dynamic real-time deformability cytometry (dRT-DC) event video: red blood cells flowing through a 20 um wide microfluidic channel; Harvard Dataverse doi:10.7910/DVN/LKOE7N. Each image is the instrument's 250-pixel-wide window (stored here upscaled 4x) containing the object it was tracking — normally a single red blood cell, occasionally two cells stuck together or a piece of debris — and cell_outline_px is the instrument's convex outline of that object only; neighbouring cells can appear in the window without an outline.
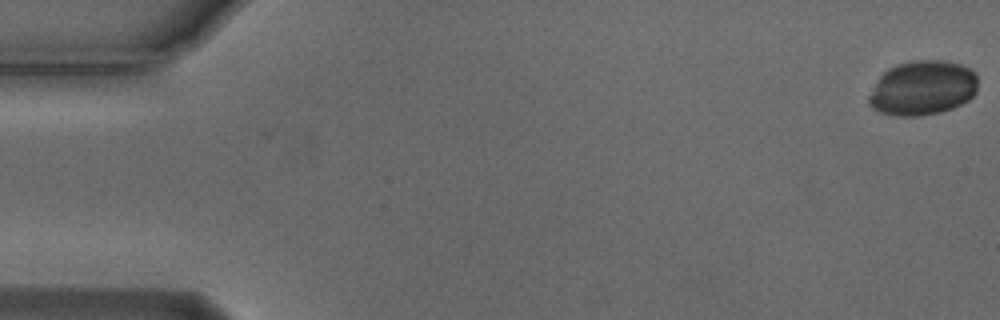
{"species": "Egyptian fruit bat (a non-hibernating species)", "species_latin": "Rousettus aegyptiacus", "temperature_condition": "cold", "stored_images_in_passage": 55, "camera_frame_rate_fps": 3000, "um_per_image_px": 0.085, "animal": {"sex": "male"}, "frame": {"image": 1, "passage_image": 1, "time_ms": 0.0, "image_size_px": [1000, 320], "cell_outline_px": [[976, 92], [968, 100], [952, 108], [940, 112], [920, 116], [896, 116], [880, 112], [872, 108], [868, 104], [868, 96], [880, 76], [888, 68], [896, 64], [908, 60], [944, 60], [960, 64], [968, 68], [976, 76]], "centroid_in_image_um": [78.38, 7.47], "position_along_channel_um": 6.6, "area_um2": 34.74}}
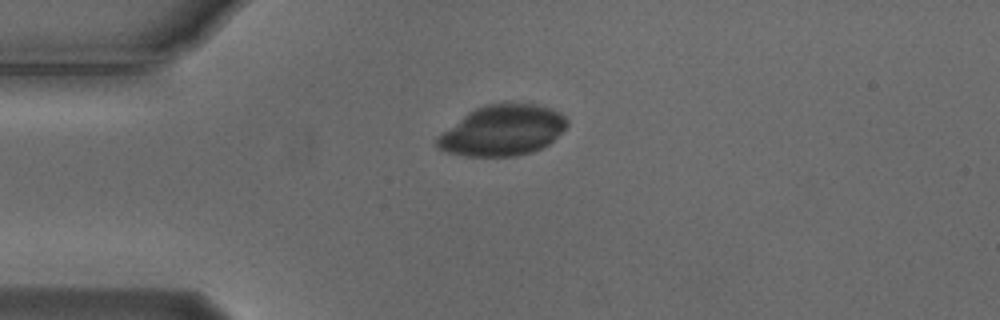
{"frame": {"image": 2, "passage_image": 14, "time_ms": 4.333, "image_size_px": [1000, 320], "cell_outline_px": [[568, 124], [548, 144], [532, 152], [516, 156], [468, 156], [448, 152], [436, 148], [432, 144], [436, 136], [468, 112], [484, 104], [512, 100], [536, 104], [560, 112], [568, 120]], "centroid_in_image_um": [42.66, 11.05], "position_along_channel_um": 42.3, "area_um2": 38.9}}
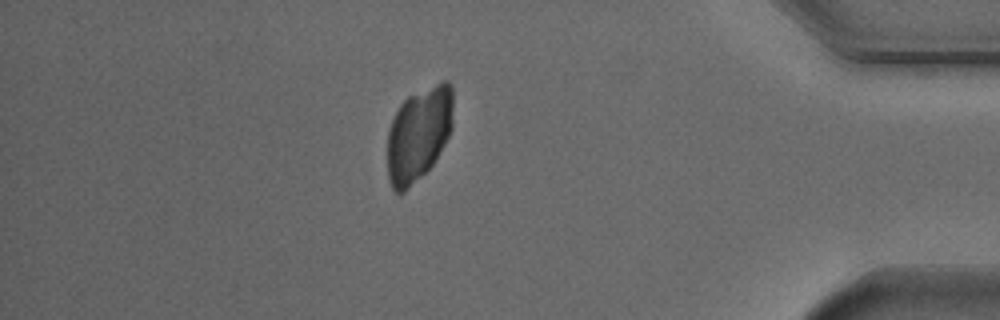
{"frame": {"image": 3, "passage_image": 48, "time_ms": 15.667, "image_size_px": [1000, 320], "cell_outline_px": [[452, 128], [444, 144], [432, 164], [404, 192], [396, 192], [392, 188], [388, 180], [388, 128], [400, 104], [408, 96], [444, 80], [448, 80], [452, 84]], "centroid_in_image_um": [35.58, 11.37], "position_along_channel_um": 399.6, "area_um2": 35.72}}